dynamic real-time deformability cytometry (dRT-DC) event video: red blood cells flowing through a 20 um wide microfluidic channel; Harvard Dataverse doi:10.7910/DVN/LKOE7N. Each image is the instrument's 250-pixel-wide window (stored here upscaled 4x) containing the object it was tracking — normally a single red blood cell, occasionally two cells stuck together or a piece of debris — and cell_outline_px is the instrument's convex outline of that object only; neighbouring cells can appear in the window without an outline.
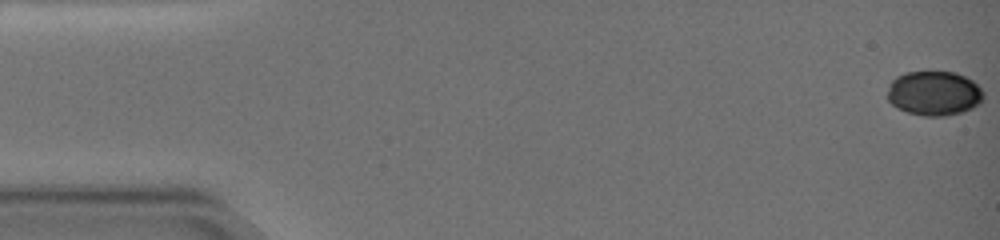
{"species": "common noctule bat (a hibernating species)", "species_latin": "Nyctalus noctula", "temperature_condition": "warm", "stored_images_in_passage": 59, "camera_frame_rate_fps": 3000, "um_per_image_px": 0.085, "animal": {"sex": "female", "body_mass_g": 19.0, "forearm_length_mm": 51.5}, "frame": {"image": 1, "passage_image": 1, "time_ms": 0.0, "image_size_px": [1000, 240], "cell_outline_px": [[984, 100], [980, 104], [972, 108], [960, 112], [944, 116], [924, 116], [908, 112], [892, 104], [888, 100], [888, 88], [892, 80], [896, 76], [904, 72], [956, 72], [972, 80], [984, 92]], "centroid_in_image_um": [79.42, 7.92], "position_along_channel_um": 5.6, "area_um2": 24.91}}
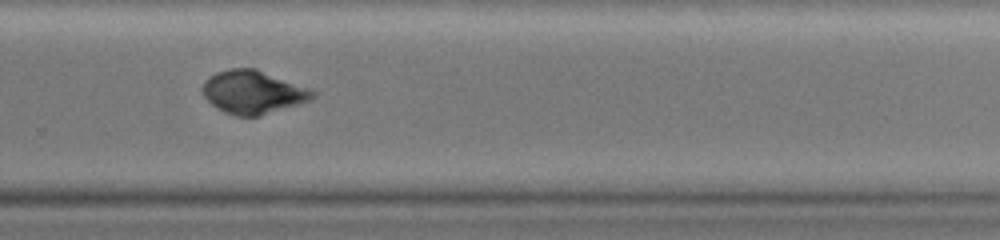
{"frame": {"image": 2, "passage_image": 42, "time_ms": 14.333, "image_size_px": [1000, 240], "cell_outline_px": [[316, 96], [308, 100], [260, 116], [236, 116], [224, 112], [216, 108], [204, 96], [200, 88], [204, 80], [216, 72], [232, 68], [256, 68], [308, 88], [316, 92]], "centroid_in_image_um": [21.45, 7.82], "position_along_channel_um": 308.4, "area_um2": 27.57}}
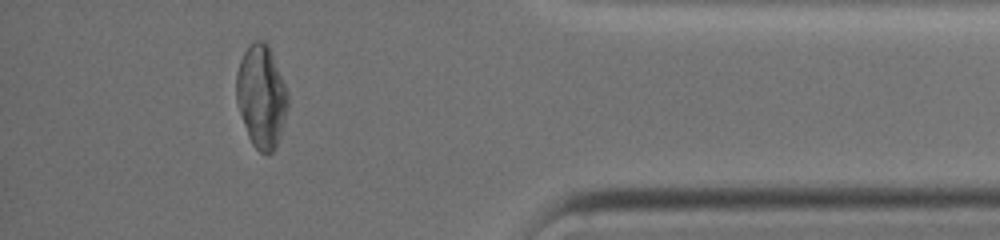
{"frame": {"image": 3, "passage_image": 53, "time_ms": 18.333, "image_size_px": [1000, 240], "cell_outline_px": [[288, 108], [276, 148], [272, 152], [260, 152], [252, 144], [248, 136], [236, 100], [236, 72], [240, 60], [244, 52], [252, 40], [264, 40], [268, 44], [272, 52], [288, 92]], "centroid_in_image_um": [22.22, 8.16], "position_along_channel_um": 413.0, "area_um2": 30.87}, "authors_computed_cell_mechanics": {"area_um2": 27.3394, "velocity_mm_per_s": 3.1562, "shape_relaxation_time_tau1_ms": 4.4987, "shape_relaxation_time_tau2_ms": 3.1699, "deformation_change_tau1": 0.1015, "deformation_change_tau2": 0.0358}}